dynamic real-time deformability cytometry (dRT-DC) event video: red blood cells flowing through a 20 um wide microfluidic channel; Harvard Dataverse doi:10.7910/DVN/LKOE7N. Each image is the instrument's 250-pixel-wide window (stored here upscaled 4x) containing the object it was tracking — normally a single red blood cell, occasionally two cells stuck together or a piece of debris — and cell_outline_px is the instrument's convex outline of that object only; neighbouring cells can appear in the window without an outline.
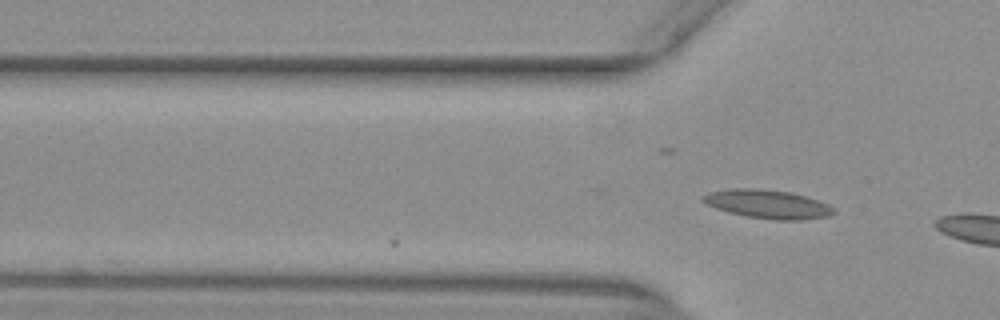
{"species": "common noctule bat (a hibernating species)", "species_latin": "Nyctalus noctula", "temperature_condition": "warm", "stored_images_in_passage": 3, "camera_frame_rate_fps": 3000, "um_per_image_px": 0.085, "animal": {"sex": "female", "body_mass_g": 29.2, "forearm_length_mm": 56.3}, "frame": {"image": 1, "passage_image": 3, "time_ms": 0.667, "image_size_px": [1000, 320], "cell_outline_px": [[836, 212], [828, 216], [800, 220], [772, 220], [748, 216], [716, 208], [700, 200], [700, 196], [708, 192], [728, 188], [760, 188], [792, 192], [808, 196], [828, 204], [836, 208]], "centroid_in_image_um": [65.27, 17.33], "position_along_channel_um": 60.5, "area_um2": 22.08}}